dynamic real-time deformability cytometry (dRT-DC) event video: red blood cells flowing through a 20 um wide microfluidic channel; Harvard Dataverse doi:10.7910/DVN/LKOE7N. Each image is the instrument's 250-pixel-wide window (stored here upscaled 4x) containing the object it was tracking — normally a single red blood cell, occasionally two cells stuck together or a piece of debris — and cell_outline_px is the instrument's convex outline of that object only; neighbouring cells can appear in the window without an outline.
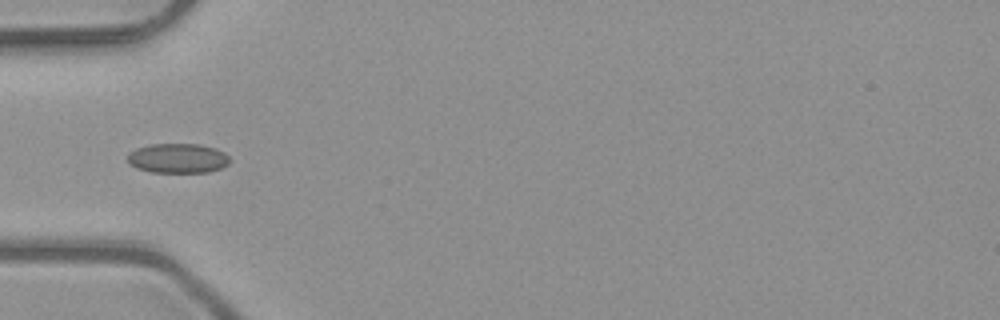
{"species": "common noctule bat (a hibernating species)", "species_latin": "Nyctalus noctula", "temperature_condition": "room temperature", "stored_images_in_passage": 7, "camera_frame_rate_fps": 3000, "um_per_image_px": 0.085, "animal": {"sex": "male", "body_mass_g": 23.1, "forearm_length_mm": 52.7}, "frame": {"image": 1, "passage_image": 6, "time_ms": 1.667, "image_size_px": [1000, 320], "cell_outline_px": [[228, 164], [220, 168], [208, 172], [152, 172], [136, 168], [128, 164], [128, 152], [136, 148], [152, 144], [200, 144], [216, 148], [224, 152], [228, 156]], "centroid_in_image_um": [15.08, 13.45], "position_along_channel_um": 69.9, "area_um2": 17.69}}
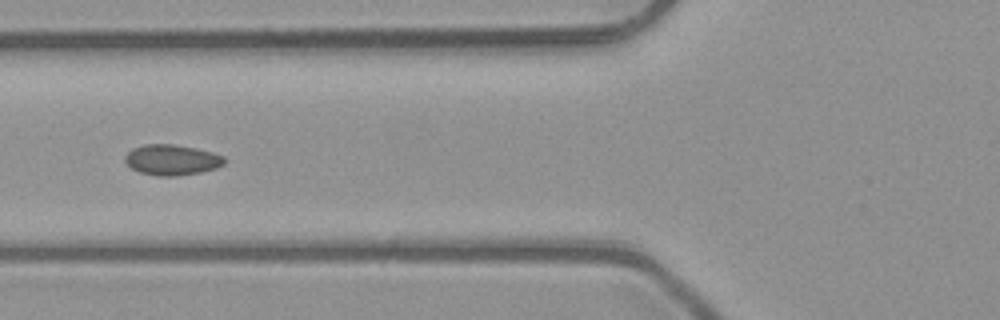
{"frame": {"image": 2, "passage_image": 7, "time_ms": 2.0, "image_size_px": [1000, 320], "cell_outline_px": [[228, 160], [224, 164], [216, 168], [200, 172], [176, 176], [156, 176], [140, 172], [132, 168], [124, 160], [124, 156], [132, 148], [144, 144], [172, 144], [196, 148], [212, 152], [224, 156]], "centroid_in_image_um": [14.62, 13.58], "position_along_channel_um": 111.2, "area_um2": 17.8}}